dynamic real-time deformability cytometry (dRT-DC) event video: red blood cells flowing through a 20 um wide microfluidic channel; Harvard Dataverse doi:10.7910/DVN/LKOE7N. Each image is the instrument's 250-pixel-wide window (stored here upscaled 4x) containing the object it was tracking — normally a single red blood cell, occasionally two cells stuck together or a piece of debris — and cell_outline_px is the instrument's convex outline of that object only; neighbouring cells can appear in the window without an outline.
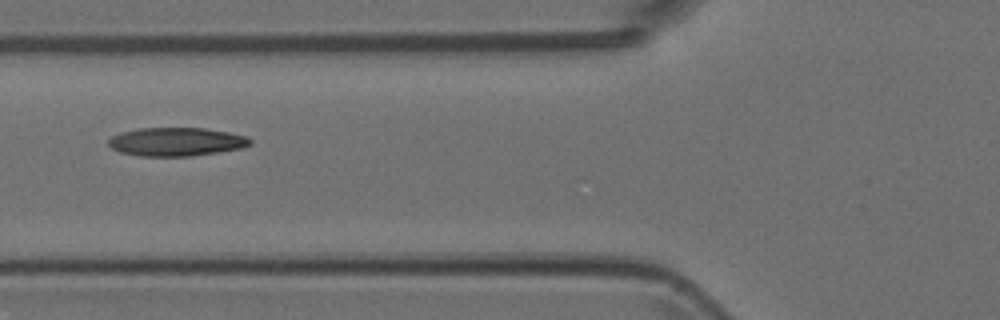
{"species": "Egyptian fruit bat (a non-hibernating species)", "species_latin": "Rousettus aegyptiacus", "temperature_condition": "room temperature", "stored_images_in_passage": 6, "camera_frame_rate_fps": 3000, "um_per_image_px": 0.085, "animal": {"sex": "female"}, "frame": {"image": 1, "passage_image": 5, "time_ms": 1.333, "image_size_px": [1000, 320], "cell_outline_px": [[252, 144], [240, 148], [192, 156], [140, 156], [120, 152], [112, 148], [108, 144], [108, 140], [112, 136], [124, 132], [140, 128], [204, 128], [228, 132], [244, 136], [252, 140]], "centroid_in_image_um": [14.98, 12.05], "position_along_channel_um": 110.8, "area_um2": 23.29}}
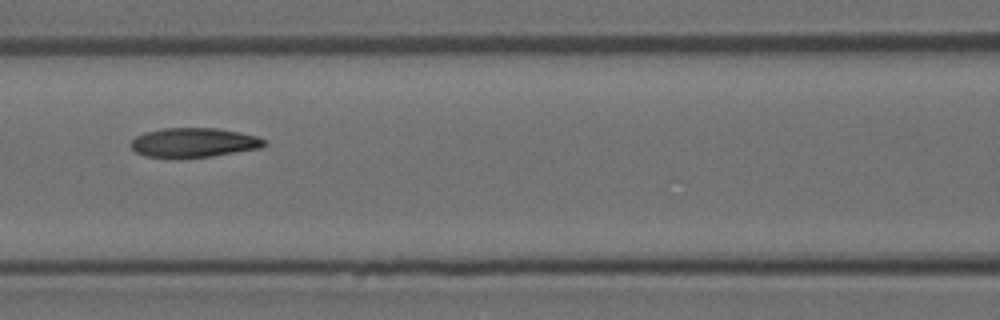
{"frame": {"image": 2, "passage_image": 6, "time_ms": 1.667, "image_size_px": [1000, 320], "cell_outline_px": [[268, 144], [260, 148], [212, 156], [144, 156], [136, 152], [128, 144], [136, 136], [144, 132], [160, 128], [216, 128], [240, 132], [260, 136], [268, 140]], "centroid_in_image_um": [16.52, 12.09], "position_along_channel_um": 150.1, "area_um2": 22.72}}